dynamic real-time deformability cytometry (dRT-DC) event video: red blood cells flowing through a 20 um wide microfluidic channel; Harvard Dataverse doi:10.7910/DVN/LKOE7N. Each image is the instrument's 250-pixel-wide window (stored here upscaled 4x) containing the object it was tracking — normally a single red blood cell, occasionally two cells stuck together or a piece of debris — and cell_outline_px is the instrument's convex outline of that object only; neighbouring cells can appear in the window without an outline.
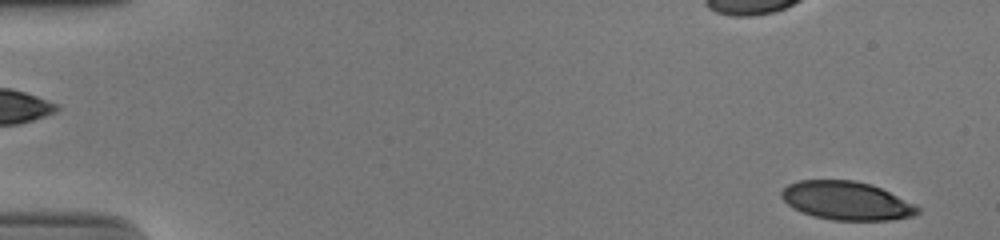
{"species": "human", "species_latin": "Homo sapiens", "temperature_condition": "cold", "stored_images_in_passage": 52, "camera_frame_rate_fps": 3000, "um_per_image_px": 0.085, "donor": {"sex": "male"}, "frame": {"image": 1, "passage_image": 2, "time_ms": 0.333, "image_size_px": [1000, 240], "cell_outline_px": [[920, 212], [912, 216], [888, 220], [832, 220], [812, 216], [800, 212], [792, 208], [780, 196], [780, 192], [788, 184], [800, 180], [852, 180], [872, 184], [916, 204], [920, 208]], "centroid_in_image_um": [71.94, 17.06], "position_along_channel_um": 13.1, "area_um2": 30.69}}
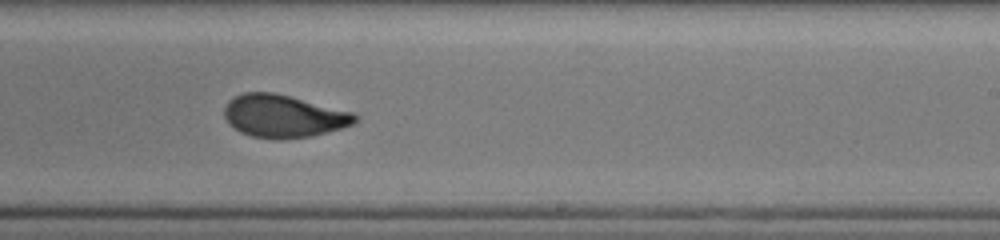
{"frame": {"image": 2, "passage_image": 33, "time_ms": 10.667, "image_size_px": [1000, 240], "cell_outline_px": [[360, 116], [356, 124], [312, 136], [280, 140], [272, 140], [252, 136], [240, 132], [228, 124], [224, 116], [224, 108], [228, 100], [232, 96], [244, 92], [272, 92], [352, 112]], "centroid_in_image_um": [24.07, 9.88], "position_along_channel_um": 264.9, "area_um2": 32.77}}
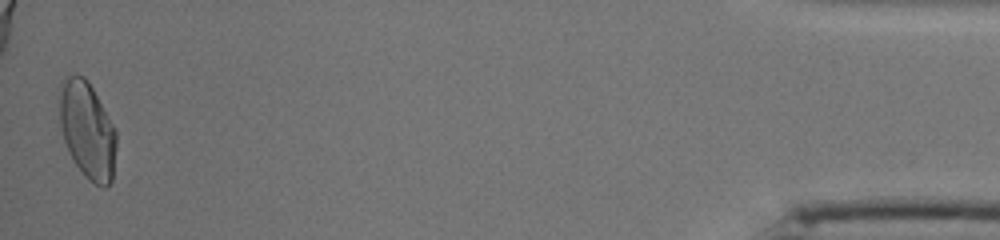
{"frame": {"image": 3, "passage_image": 52, "time_ms": 17.0, "image_size_px": [1000, 240], "cell_outline_px": [[116, 148], [112, 180], [104, 188], [88, 180], [84, 176], [76, 164], [64, 140], [60, 124], [56, 96], [60, 84], [64, 76], [76, 72], [84, 76], [88, 80], [116, 128]], "centroid_in_image_um": [7.39, 10.97], "position_along_channel_um": 427.8, "area_um2": 32.89}, "authors_computed_cell_mechanics": {"area_um2": 32.1657, "velocity_mm_per_s": 3.8813, "shape_relaxation_time_tau1_ms": 6.676, "shape_relaxation_time_tau2_ms": 1.1397, "deformation_change_tau1": 0.1918, "deformation_change_tau2": 0.0655}}